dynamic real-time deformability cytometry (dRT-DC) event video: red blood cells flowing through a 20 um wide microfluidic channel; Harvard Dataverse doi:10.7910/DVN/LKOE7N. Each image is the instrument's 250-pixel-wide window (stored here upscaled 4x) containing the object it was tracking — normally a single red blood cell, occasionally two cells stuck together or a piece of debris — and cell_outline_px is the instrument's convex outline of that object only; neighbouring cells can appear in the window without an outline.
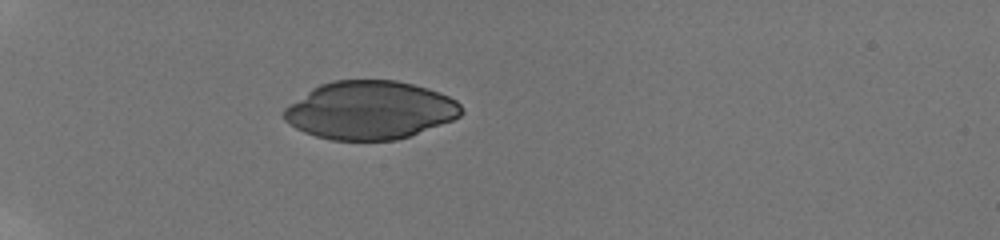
{"species": "human", "species_latin": "Homo sapiens", "temperature_condition": "room temperature", "stored_images_in_passage": 38, "camera_frame_rate_fps": 3000, "um_per_image_px": 0.085, "donor": {"sex": "male"}, "frame": {"image": 1, "passage_image": 1, "time_ms": 0.0, "image_size_px": [1000, 240], "cell_outline_px": [[464, 112], [460, 116], [452, 120], [408, 136], [396, 140], [332, 140], [316, 136], [304, 132], [296, 128], [284, 120], [284, 108], [312, 88], [320, 84], [332, 80], [396, 80], [428, 88], [440, 92], [456, 100], [460, 104]], "centroid_in_image_um": [31.45, 9.36], "position_along_channel_um": 53.6, "area_um2": 60.05}}